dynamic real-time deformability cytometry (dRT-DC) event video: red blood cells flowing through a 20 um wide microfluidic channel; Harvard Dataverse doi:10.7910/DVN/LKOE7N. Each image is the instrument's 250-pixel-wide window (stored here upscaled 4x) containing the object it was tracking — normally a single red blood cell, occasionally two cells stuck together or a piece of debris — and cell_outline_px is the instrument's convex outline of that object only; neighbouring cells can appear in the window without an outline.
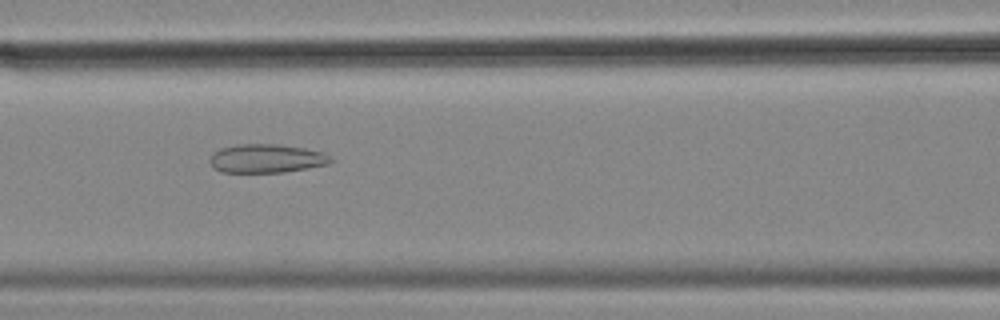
{"species": "common noctule bat (a hibernating species)", "species_latin": "Nyctalus noctula", "temperature_condition": "cold", "stored_images_in_passage": 9, "camera_frame_rate_fps": 3000, "um_per_image_px": 0.085, "animal": {"sex": "female", "body_mass_g": 18.4}, "frame": {"image": 1, "passage_image": 7, "time_ms": 2.0, "image_size_px": [1000, 320], "cell_outline_px": [[336, 160], [328, 164], [308, 168], [284, 172], [220, 172], [212, 168], [208, 160], [212, 152], [220, 148], [236, 144], [276, 144], [304, 148], [324, 152], [332, 156]], "centroid_in_image_um": [22.64, 13.47], "position_along_channel_um": 144.0, "area_um2": 20.58}}
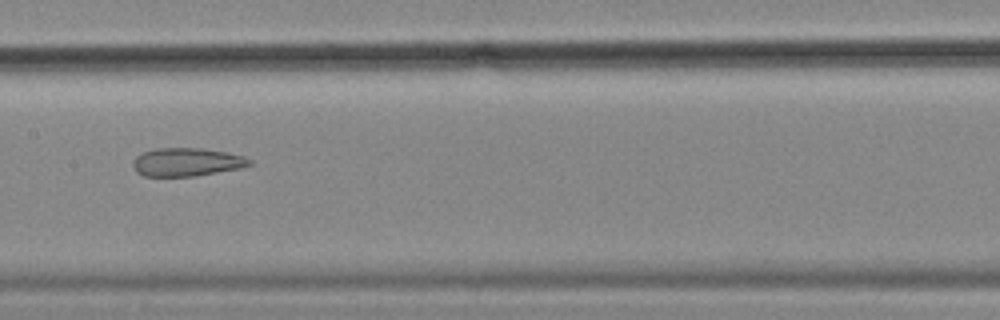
{"frame": {"image": 2, "passage_image": 8, "time_ms": 2.333, "image_size_px": [1000, 320], "cell_outline_px": [[252, 164], [240, 168], [192, 176], [144, 176], [136, 172], [132, 164], [132, 160], [136, 156], [144, 152], [156, 148], [204, 148], [244, 156], [252, 160]], "centroid_in_image_um": [15.85, 13.77], "position_along_channel_um": 191.6, "area_um2": 19.13}}
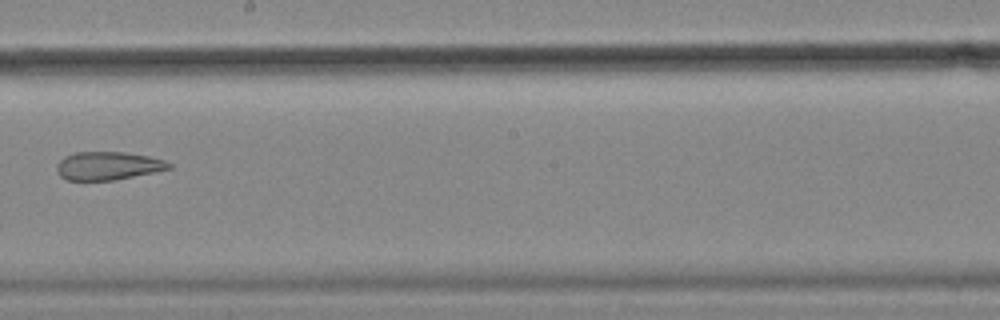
{"frame": {"image": 3, "passage_image": 9, "time_ms": 2.667, "image_size_px": [1000, 320], "cell_outline_px": [[172, 168], [112, 180], [68, 180], [60, 176], [56, 168], [56, 164], [64, 156], [76, 152], [124, 152], [148, 156], [164, 160], [172, 164]], "centroid_in_image_um": [9.15, 14.08], "position_along_channel_um": 239.1, "area_um2": 18.26}}